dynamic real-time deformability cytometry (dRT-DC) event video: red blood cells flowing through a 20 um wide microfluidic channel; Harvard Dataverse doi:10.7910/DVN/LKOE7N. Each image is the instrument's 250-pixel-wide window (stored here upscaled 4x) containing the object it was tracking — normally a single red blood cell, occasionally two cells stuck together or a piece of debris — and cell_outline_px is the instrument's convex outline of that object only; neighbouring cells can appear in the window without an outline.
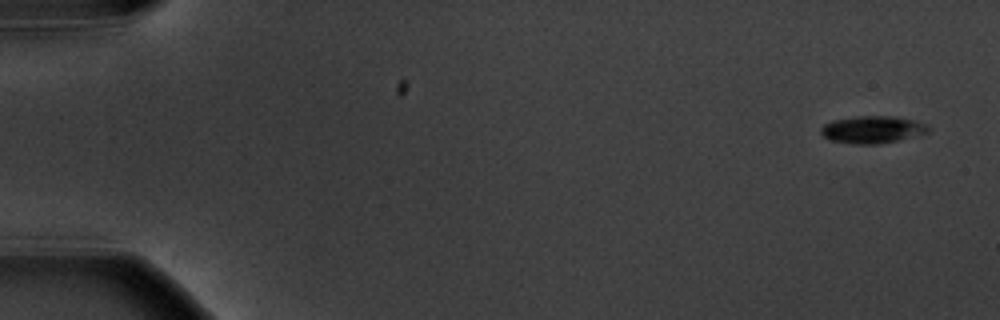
{"species": "common noctule bat (a hibernating species)", "species_latin": "Nyctalus noctula", "temperature_condition": "warm", "stored_images_in_passage": 6, "camera_frame_rate_fps": 3000, "um_per_image_px": 0.085, "animal": {"sex": "male", "body_mass_g": 20.1, "forearm_length_mm": 53.5}, "frame": {"image": 1, "passage_image": 1, "time_ms": 0.0, "image_size_px": [1000, 320], "cell_outline_px": [[932, 128], [928, 132], [900, 140], [880, 144], [856, 144], [828, 140], [820, 132], [820, 128], [824, 124], [832, 120], [856, 116], [896, 116], [916, 120], [928, 124]], "centroid_in_image_um": [74.18, 11.01], "position_along_channel_um": 10.8, "area_um2": 17.4}}